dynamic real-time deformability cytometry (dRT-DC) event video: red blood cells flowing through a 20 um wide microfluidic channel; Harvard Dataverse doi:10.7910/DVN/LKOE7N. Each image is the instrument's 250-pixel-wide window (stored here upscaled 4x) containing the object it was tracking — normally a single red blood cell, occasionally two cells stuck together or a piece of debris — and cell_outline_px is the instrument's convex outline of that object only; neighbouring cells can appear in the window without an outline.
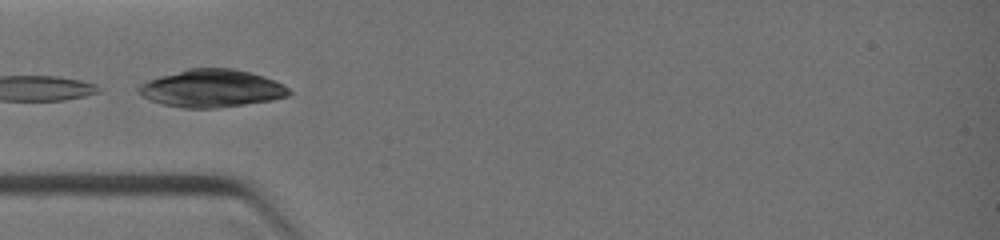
{"species": "common noctule bat (a hibernating species)", "species_latin": "Nyctalus noctula", "temperature_condition": "warm", "stored_images_in_passage": 18, "camera_frame_rate_fps": 3000, "um_per_image_px": 0.085, "animal": {"sex": "female", "body_mass_g": 19.0, "forearm_length_mm": 51.5}, "frame": {"image": 1, "passage_image": 3, "time_ms": 1.667, "image_size_px": [1000, 240], "cell_outline_px": [[292, 92], [288, 96], [272, 100], [216, 108], [184, 108], [164, 104], [152, 100], [136, 92], [136, 88], [140, 84], [148, 80], [160, 76], [188, 68], [232, 68], [264, 76], [284, 84]], "centroid_in_image_um": [18.0, 7.51], "position_along_channel_um": 67.0, "area_um2": 32.89}}